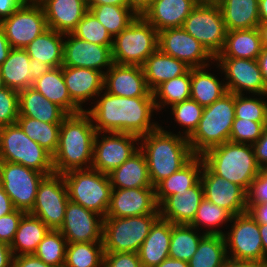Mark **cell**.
Masks as SVG:
<instances>
[{"instance_id":"obj_1","label":"cell","mask_w":267,"mask_h":267,"mask_svg":"<svg viewBox=\"0 0 267 267\" xmlns=\"http://www.w3.org/2000/svg\"><path fill=\"white\" fill-rule=\"evenodd\" d=\"M99 96L95 106L85 110L98 133H130L141 137L160 126L151 123L152 113L157 110L153 97H121L106 91Z\"/></svg>"},{"instance_id":"obj_2","label":"cell","mask_w":267,"mask_h":267,"mask_svg":"<svg viewBox=\"0 0 267 267\" xmlns=\"http://www.w3.org/2000/svg\"><path fill=\"white\" fill-rule=\"evenodd\" d=\"M95 135L92 118L86 111L68 115L61 122L58 147L52 156L54 173L91 168Z\"/></svg>"},{"instance_id":"obj_3","label":"cell","mask_w":267,"mask_h":267,"mask_svg":"<svg viewBox=\"0 0 267 267\" xmlns=\"http://www.w3.org/2000/svg\"><path fill=\"white\" fill-rule=\"evenodd\" d=\"M172 134L159 126L154 131L140 137L139 149L148 164L151 183L155 187L163 179L179 171L195 155L187 137Z\"/></svg>"},{"instance_id":"obj_4","label":"cell","mask_w":267,"mask_h":267,"mask_svg":"<svg viewBox=\"0 0 267 267\" xmlns=\"http://www.w3.org/2000/svg\"><path fill=\"white\" fill-rule=\"evenodd\" d=\"M201 157L213 173L241 186L246 192L260 172L250 144L227 141L210 148Z\"/></svg>"},{"instance_id":"obj_5","label":"cell","mask_w":267,"mask_h":267,"mask_svg":"<svg viewBox=\"0 0 267 267\" xmlns=\"http://www.w3.org/2000/svg\"><path fill=\"white\" fill-rule=\"evenodd\" d=\"M234 119L233 93L228 92L211 105L205 106L197 128L187 138L192 153L201 156L210 148L229 141Z\"/></svg>"},{"instance_id":"obj_6","label":"cell","mask_w":267,"mask_h":267,"mask_svg":"<svg viewBox=\"0 0 267 267\" xmlns=\"http://www.w3.org/2000/svg\"><path fill=\"white\" fill-rule=\"evenodd\" d=\"M62 175L70 201L106 217L112 192L108 174L87 168L70 170Z\"/></svg>"},{"instance_id":"obj_7","label":"cell","mask_w":267,"mask_h":267,"mask_svg":"<svg viewBox=\"0 0 267 267\" xmlns=\"http://www.w3.org/2000/svg\"><path fill=\"white\" fill-rule=\"evenodd\" d=\"M158 38L159 32L143 16L138 15L128 27L113 37V62L142 66L158 49Z\"/></svg>"},{"instance_id":"obj_8","label":"cell","mask_w":267,"mask_h":267,"mask_svg":"<svg viewBox=\"0 0 267 267\" xmlns=\"http://www.w3.org/2000/svg\"><path fill=\"white\" fill-rule=\"evenodd\" d=\"M0 161L19 163L43 174L54 173L52 155L15 123L0 127Z\"/></svg>"},{"instance_id":"obj_9","label":"cell","mask_w":267,"mask_h":267,"mask_svg":"<svg viewBox=\"0 0 267 267\" xmlns=\"http://www.w3.org/2000/svg\"><path fill=\"white\" fill-rule=\"evenodd\" d=\"M160 214H145L103 220L104 252H138Z\"/></svg>"},{"instance_id":"obj_10","label":"cell","mask_w":267,"mask_h":267,"mask_svg":"<svg viewBox=\"0 0 267 267\" xmlns=\"http://www.w3.org/2000/svg\"><path fill=\"white\" fill-rule=\"evenodd\" d=\"M182 28L215 59L222 51L227 29L216 1H200L186 17Z\"/></svg>"},{"instance_id":"obj_11","label":"cell","mask_w":267,"mask_h":267,"mask_svg":"<svg viewBox=\"0 0 267 267\" xmlns=\"http://www.w3.org/2000/svg\"><path fill=\"white\" fill-rule=\"evenodd\" d=\"M46 175L19 163L0 161V185L17 210L29 213L35 203L39 183Z\"/></svg>"},{"instance_id":"obj_12","label":"cell","mask_w":267,"mask_h":267,"mask_svg":"<svg viewBox=\"0 0 267 267\" xmlns=\"http://www.w3.org/2000/svg\"><path fill=\"white\" fill-rule=\"evenodd\" d=\"M69 201L67 185L62 174L45 176L39 183L31 215L42 220L50 230H59Z\"/></svg>"},{"instance_id":"obj_13","label":"cell","mask_w":267,"mask_h":267,"mask_svg":"<svg viewBox=\"0 0 267 267\" xmlns=\"http://www.w3.org/2000/svg\"><path fill=\"white\" fill-rule=\"evenodd\" d=\"M0 28L4 31L11 48L17 49H24L48 29L40 3L27 0L13 14L0 22Z\"/></svg>"},{"instance_id":"obj_14","label":"cell","mask_w":267,"mask_h":267,"mask_svg":"<svg viewBox=\"0 0 267 267\" xmlns=\"http://www.w3.org/2000/svg\"><path fill=\"white\" fill-rule=\"evenodd\" d=\"M230 232L225 233L226 249H230L229 259L248 261L264 267V253L260 237L259 224L247 211L233 216ZM229 247V248H228Z\"/></svg>"},{"instance_id":"obj_15","label":"cell","mask_w":267,"mask_h":267,"mask_svg":"<svg viewBox=\"0 0 267 267\" xmlns=\"http://www.w3.org/2000/svg\"><path fill=\"white\" fill-rule=\"evenodd\" d=\"M96 132L93 143V161L91 168L104 174L111 173L121 166L139 150L135 145L140 137L130 133L109 132V136H101ZM101 136V140L98 139Z\"/></svg>"},{"instance_id":"obj_16","label":"cell","mask_w":267,"mask_h":267,"mask_svg":"<svg viewBox=\"0 0 267 267\" xmlns=\"http://www.w3.org/2000/svg\"><path fill=\"white\" fill-rule=\"evenodd\" d=\"M218 67L225 74L227 91L233 94H243L248 91L257 96L267 95V86L264 82L257 59L243 58H215Z\"/></svg>"},{"instance_id":"obj_17","label":"cell","mask_w":267,"mask_h":267,"mask_svg":"<svg viewBox=\"0 0 267 267\" xmlns=\"http://www.w3.org/2000/svg\"><path fill=\"white\" fill-rule=\"evenodd\" d=\"M158 48L167 55L185 62L189 67L210 66L214 58L193 36L181 28H168L159 32Z\"/></svg>"},{"instance_id":"obj_18","label":"cell","mask_w":267,"mask_h":267,"mask_svg":"<svg viewBox=\"0 0 267 267\" xmlns=\"http://www.w3.org/2000/svg\"><path fill=\"white\" fill-rule=\"evenodd\" d=\"M103 220L100 214L69 200L59 231L67 243L103 242Z\"/></svg>"},{"instance_id":"obj_19","label":"cell","mask_w":267,"mask_h":267,"mask_svg":"<svg viewBox=\"0 0 267 267\" xmlns=\"http://www.w3.org/2000/svg\"><path fill=\"white\" fill-rule=\"evenodd\" d=\"M63 49V65L69 67L89 68L102 72L113 65L112 45H97L82 40L72 33H66Z\"/></svg>"},{"instance_id":"obj_20","label":"cell","mask_w":267,"mask_h":267,"mask_svg":"<svg viewBox=\"0 0 267 267\" xmlns=\"http://www.w3.org/2000/svg\"><path fill=\"white\" fill-rule=\"evenodd\" d=\"M202 170L200 181L204 198L229 211L233 216L248 211L247 192L241 186L216 175L205 164Z\"/></svg>"},{"instance_id":"obj_21","label":"cell","mask_w":267,"mask_h":267,"mask_svg":"<svg viewBox=\"0 0 267 267\" xmlns=\"http://www.w3.org/2000/svg\"><path fill=\"white\" fill-rule=\"evenodd\" d=\"M145 214H160L155 199V187L112 188L106 217L122 218Z\"/></svg>"},{"instance_id":"obj_22","label":"cell","mask_w":267,"mask_h":267,"mask_svg":"<svg viewBox=\"0 0 267 267\" xmlns=\"http://www.w3.org/2000/svg\"><path fill=\"white\" fill-rule=\"evenodd\" d=\"M103 90L121 97H153L143 69L136 65H113L104 74Z\"/></svg>"},{"instance_id":"obj_23","label":"cell","mask_w":267,"mask_h":267,"mask_svg":"<svg viewBox=\"0 0 267 267\" xmlns=\"http://www.w3.org/2000/svg\"><path fill=\"white\" fill-rule=\"evenodd\" d=\"M44 10L47 27L71 33L89 11L86 0H38Z\"/></svg>"},{"instance_id":"obj_24","label":"cell","mask_w":267,"mask_h":267,"mask_svg":"<svg viewBox=\"0 0 267 267\" xmlns=\"http://www.w3.org/2000/svg\"><path fill=\"white\" fill-rule=\"evenodd\" d=\"M201 0H154L142 16L158 31L181 28Z\"/></svg>"},{"instance_id":"obj_25","label":"cell","mask_w":267,"mask_h":267,"mask_svg":"<svg viewBox=\"0 0 267 267\" xmlns=\"http://www.w3.org/2000/svg\"><path fill=\"white\" fill-rule=\"evenodd\" d=\"M63 77L71 99L81 108L83 102L103 93L104 74L98 70L62 66Z\"/></svg>"},{"instance_id":"obj_26","label":"cell","mask_w":267,"mask_h":267,"mask_svg":"<svg viewBox=\"0 0 267 267\" xmlns=\"http://www.w3.org/2000/svg\"><path fill=\"white\" fill-rule=\"evenodd\" d=\"M204 198L201 181L182 195H170L159 206L160 218L172 224H190Z\"/></svg>"},{"instance_id":"obj_27","label":"cell","mask_w":267,"mask_h":267,"mask_svg":"<svg viewBox=\"0 0 267 267\" xmlns=\"http://www.w3.org/2000/svg\"><path fill=\"white\" fill-rule=\"evenodd\" d=\"M203 159L195 155L179 171L163 179L155 186V199L159 206L170 195H182L185 190L195 186L200 181L203 169Z\"/></svg>"},{"instance_id":"obj_28","label":"cell","mask_w":267,"mask_h":267,"mask_svg":"<svg viewBox=\"0 0 267 267\" xmlns=\"http://www.w3.org/2000/svg\"><path fill=\"white\" fill-rule=\"evenodd\" d=\"M171 222L159 218L138 250L142 267H156L169 257Z\"/></svg>"},{"instance_id":"obj_29","label":"cell","mask_w":267,"mask_h":267,"mask_svg":"<svg viewBox=\"0 0 267 267\" xmlns=\"http://www.w3.org/2000/svg\"><path fill=\"white\" fill-rule=\"evenodd\" d=\"M141 67L151 91L161 83L182 76L191 69L185 62L164 54L159 48L146 59Z\"/></svg>"},{"instance_id":"obj_30","label":"cell","mask_w":267,"mask_h":267,"mask_svg":"<svg viewBox=\"0 0 267 267\" xmlns=\"http://www.w3.org/2000/svg\"><path fill=\"white\" fill-rule=\"evenodd\" d=\"M32 87L49 101L61 107L68 115L85 111L71 99L64 81L62 66L51 68L47 73L33 81Z\"/></svg>"},{"instance_id":"obj_31","label":"cell","mask_w":267,"mask_h":267,"mask_svg":"<svg viewBox=\"0 0 267 267\" xmlns=\"http://www.w3.org/2000/svg\"><path fill=\"white\" fill-rule=\"evenodd\" d=\"M19 116L45 123H61L68 114L33 87H29L19 92Z\"/></svg>"},{"instance_id":"obj_32","label":"cell","mask_w":267,"mask_h":267,"mask_svg":"<svg viewBox=\"0 0 267 267\" xmlns=\"http://www.w3.org/2000/svg\"><path fill=\"white\" fill-rule=\"evenodd\" d=\"M108 175L112 188L153 187L149 177L148 164L140 149Z\"/></svg>"},{"instance_id":"obj_33","label":"cell","mask_w":267,"mask_h":267,"mask_svg":"<svg viewBox=\"0 0 267 267\" xmlns=\"http://www.w3.org/2000/svg\"><path fill=\"white\" fill-rule=\"evenodd\" d=\"M227 31L258 28L259 0H216Z\"/></svg>"},{"instance_id":"obj_34","label":"cell","mask_w":267,"mask_h":267,"mask_svg":"<svg viewBox=\"0 0 267 267\" xmlns=\"http://www.w3.org/2000/svg\"><path fill=\"white\" fill-rule=\"evenodd\" d=\"M262 44L258 28L227 31L226 41L216 58H243L256 60Z\"/></svg>"},{"instance_id":"obj_35","label":"cell","mask_w":267,"mask_h":267,"mask_svg":"<svg viewBox=\"0 0 267 267\" xmlns=\"http://www.w3.org/2000/svg\"><path fill=\"white\" fill-rule=\"evenodd\" d=\"M64 33L48 28L37 36L24 50L30 58L38 59L51 68L63 65Z\"/></svg>"},{"instance_id":"obj_36","label":"cell","mask_w":267,"mask_h":267,"mask_svg":"<svg viewBox=\"0 0 267 267\" xmlns=\"http://www.w3.org/2000/svg\"><path fill=\"white\" fill-rule=\"evenodd\" d=\"M49 230L47 225L38 217L25 213L10 245L13 256L33 254Z\"/></svg>"},{"instance_id":"obj_37","label":"cell","mask_w":267,"mask_h":267,"mask_svg":"<svg viewBox=\"0 0 267 267\" xmlns=\"http://www.w3.org/2000/svg\"><path fill=\"white\" fill-rule=\"evenodd\" d=\"M30 59L24 49L12 48L10 50L7 59L0 66L6 87L18 92L32 87L33 81L28 73Z\"/></svg>"},{"instance_id":"obj_38","label":"cell","mask_w":267,"mask_h":267,"mask_svg":"<svg viewBox=\"0 0 267 267\" xmlns=\"http://www.w3.org/2000/svg\"><path fill=\"white\" fill-rule=\"evenodd\" d=\"M207 67L191 68L190 99L203 107L211 105L228 93L226 84L220 82L214 74L206 72Z\"/></svg>"},{"instance_id":"obj_39","label":"cell","mask_w":267,"mask_h":267,"mask_svg":"<svg viewBox=\"0 0 267 267\" xmlns=\"http://www.w3.org/2000/svg\"><path fill=\"white\" fill-rule=\"evenodd\" d=\"M228 250L223 235L206 234L196 253L188 261L189 267H221L228 259Z\"/></svg>"},{"instance_id":"obj_40","label":"cell","mask_w":267,"mask_h":267,"mask_svg":"<svg viewBox=\"0 0 267 267\" xmlns=\"http://www.w3.org/2000/svg\"><path fill=\"white\" fill-rule=\"evenodd\" d=\"M16 123L31 140L52 156L55 154L59 143L61 123H45L26 116H18Z\"/></svg>"},{"instance_id":"obj_41","label":"cell","mask_w":267,"mask_h":267,"mask_svg":"<svg viewBox=\"0 0 267 267\" xmlns=\"http://www.w3.org/2000/svg\"><path fill=\"white\" fill-rule=\"evenodd\" d=\"M152 94L157 111L165 105L173 106L190 99L191 69L182 76L161 83L152 91Z\"/></svg>"},{"instance_id":"obj_42","label":"cell","mask_w":267,"mask_h":267,"mask_svg":"<svg viewBox=\"0 0 267 267\" xmlns=\"http://www.w3.org/2000/svg\"><path fill=\"white\" fill-rule=\"evenodd\" d=\"M196 228L188 224L171 223V241L169 257L189 261L196 253L201 239L206 235L196 234Z\"/></svg>"},{"instance_id":"obj_43","label":"cell","mask_w":267,"mask_h":267,"mask_svg":"<svg viewBox=\"0 0 267 267\" xmlns=\"http://www.w3.org/2000/svg\"><path fill=\"white\" fill-rule=\"evenodd\" d=\"M103 242L67 243L63 267H103Z\"/></svg>"},{"instance_id":"obj_44","label":"cell","mask_w":267,"mask_h":267,"mask_svg":"<svg viewBox=\"0 0 267 267\" xmlns=\"http://www.w3.org/2000/svg\"><path fill=\"white\" fill-rule=\"evenodd\" d=\"M112 37L128 27L138 16L128 6L100 5L89 9Z\"/></svg>"},{"instance_id":"obj_45","label":"cell","mask_w":267,"mask_h":267,"mask_svg":"<svg viewBox=\"0 0 267 267\" xmlns=\"http://www.w3.org/2000/svg\"><path fill=\"white\" fill-rule=\"evenodd\" d=\"M232 218L233 215L229 211L203 198L193 221L189 225L195 227L197 230L199 225L201 227L204 224V227L209 228L204 232L205 234L224 235L225 233L222 230L213 229V227H219L221 224L231 221Z\"/></svg>"},{"instance_id":"obj_46","label":"cell","mask_w":267,"mask_h":267,"mask_svg":"<svg viewBox=\"0 0 267 267\" xmlns=\"http://www.w3.org/2000/svg\"><path fill=\"white\" fill-rule=\"evenodd\" d=\"M67 240L59 230H49L33 253L48 265L63 267Z\"/></svg>"},{"instance_id":"obj_47","label":"cell","mask_w":267,"mask_h":267,"mask_svg":"<svg viewBox=\"0 0 267 267\" xmlns=\"http://www.w3.org/2000/svg\"><path fill=\"white\" fill-rule=\"evenodd\" d=\"M71 33L82 40L97 45H112L113 43L111 34L90 11L84 15Z\"/></svg>"},{"instance_id":"obj_48","label":"cell","mask_w":267,"mask_h":267,"mask_svg":"<svg viewBox=\"0 0 267 267\" xmlns=\"http://www.w3.org/2000/svg\"><path fill=\"white\" fill-rule=\"evenodd\" d=\"M171 107V113L175 117V121L183 126L184 130L186 128L183 134L188 138L197 128L204 107L192 99H188Z\"/></svg>"},{"instance_id":"obj_49","label":"cell","mask_w":267,"mask_h":267,"mask_svg":"<svg viewBox=\"0 0 267 267\" xmlns=\"http://www.w3.org/2000/svg\"><path fill=\"white\" fill-rule=\"evenodd\" d=\"M244 95L235 94V118L253 122H267V101Z\"/></svg>"},{"instance_id":"obj_50","label":"cell","mask_w":267,"mask_h":267,"mask_svg":"<svg viewBox=\"0 0 267 267\" xmlns=\"http://www.w3.org/2000/svg\"><path fill=\"white\" fill-rule=\"evenodd\" d=\"M267 122H253L242 118H235L229 141L253 145L262 135Z\"/></svg>"},{"instance_id":"obj_51","label":"cell","mask_w":267,"mask_h":267,"mask_svg":"<svg viewBox=\"0 0 267 267\" xmlns=\"http://www.w3.org/2000/svg\"><path fill=\"white\" fill-rule=\"evenodd\" d=\"M19 116V92L5 87L0 90V127L15 124Z\"/></svg>"},{"instance_id":"obj_52","label":"cell","mask_w":267,"mask_h":267,"mask_svg":"<svg viewBox=\"0 0 267 267\" xmlns=\"http://www.w3.org/2000/svg\"><path fill=\"white\" fill-rule=\"evenodd\" d=\"M24 214V211L15 209L13 212L0 217V241L11 245Z\"/></svg>"},{"instance_id":"obj_53","label":"cell","mask_w":267,"mask_h":267,"mask_svg":"<svg viewBox=\"0 0 267 267\" xmlns=\"http://www.w3.org/2000/svg\"><path fill=\"white\" fill-rule=\"evenodd\" d=\"M103 267H142L137 252H104Z\"/></svg>"},{"instance_id":"obj_54","label":"cell","mask_w":267,"mask_h":267,"mask_svg":"<svg viewBox=\"0 0 267 267\" xmlns=\"http://www.w3.org/2000/svg\"><path fill=\"white\" fill-rule=\"evenodd\" d=\"M267 203V173L259 172L247 192V204Z\"/></svg>"},{"instance_id":"obj_55","label":"cell","mask_w":267,"mask_h":267,"mask_svg":"<svg viewBox=\"0 0 267 267\" xmlns=\"http://www.w3.org/2000/svg\"><path fill=\"white\" fill-rule=\"evenodd\" d=\"M12 267H53L46 264L34 254L13 256Z\"/></svg>"},{"instance_id":"obj_56","label":"cell","mask_w":267,"mask_h":267,"mask_svg":"<svg viewBox=\"0 0 267 267\" xmlns=\"http://www.w3.org/2000/svg\"><path fill=\"white\" fill-rule=\"evenodd\" d=\"M252 146L257 164L261 166L267 161V126L263 129L261 137Z\"/></svg>"},{"instance_id":"obj_57","label":"cell","mask_w":267,"mask_h":267,"mask_svg":"<svg viewBox=\"0 0 267 267\" xmlns=\"http://www.w3.org/2000/svg\"><path fill=\"white\" fill-rule=\"evenodd\" d=\"M247 208L258 224H267V203L247 204Z\"/></svg>"},{"instance_id":"obj_58","label":"cell","mask_w":267,"mask_h":267,"mask_svg":"<svg viewBox=\"0 0 267 267\" xmlns=\"http://www.w3.org/2000/svg\"><path fill=\"white\" fill-rule=\"evenodd\" d=\"M25 0H0V22L13 14Z\"/></svg>"},{"instance_id":"obj_59","label":"cell","mask_w":267,"mask_h":267,"mask_svg":"<svg viewBox=\"0 0 267 267\" xmlns=\"http://www.w3.org/2000/svg\"><path fill=\"white\" fill-rule=\"evenodd\" d=\"M51 67L47 64L40 62L38 59L31 58L30 59V68H29V76L32 81L40 78L42 75L47 73Z\"/></svg>"},{"instance_id":"obj_60","label":"cell","mask_w":267,"mask_h":267,"mask_svg":"<svg viewBox=\"0 0 267 267\" xmlns=\"http://www.w3.org/2000/svg\"><path fill=\"white\" fill-rule=\"evenodd\" d=\"M15 209L16 208L14 207L9 195L0 185V217L13 212Z\"/></svg>"},{"instance_id":"obj_61","label":"cell","mask_w":267,"mask_h":267,"mask_svg":"<svg viewBox=\"0 0 267 267\" xmlns=\"http://www.w3.org/2000/svg\"><path fill=\"white\" fill-rule=\"evenodd\" d=\"M13 254L5 242L0 241V267H12Z\"/></svg>"},{"instance_id":"obj_62","label":"cell","mask_w":267,"mask_h":267,"mask_svg":"<svg viewBox=\"0 0 267 267\" xmlns=\"http://www.w3.org/2000/svg\"><path fill=\"white\" fill-rule=\"evenodd\" d=\"M128 7L132 9L137 15L142 14L150 7L154 0H127Z\"/></svg>"},{"instance_id":"obj_63","label":"cell","mask_w":267,"mask_h":267,"mask_svg":"<svg viewBox=\"0 0 267 267\" xmlns=\"http://www.w3.org/2000/svg\"><path fill=\"white\" fill-rule=\"evenodd\" d=\"M11 49L4 31L0 28V66L7 59Z\"/></svg>"},{"instance_id":"obj_64","label":"cell","mask_w":267,"mask_h":267,"mask_svg":"<svg viewBox=\"0 0 267 267\" xmlns=\"http://www.w3.org/2000/svg\"><path fill=\"white\" fill-rule=\"evenodd\" d=\"M88 10L100 5L128 6L127 0H86Z\"/></svg>"},{"instance_id":"obj_65","label":"cell","mask_w":267,"mask_h":267,"mask_svg":"<svg viewBox=\"0 0 267 267\" xmlns=\"http://www.w3.org/2000/svg\"><path fill=\"white\" fill-rule=\"evenodd\" d=\"M257 61L262 72L264 82L267 86V48H262L261 53L257 58Z\"/></svg>"},{"instance_id":"obj_66","label":"cell","mask_w":267,"mask_h":267,"mask_svg":"<svg viewBox=\"0 0 267 267\" xmlns=\"http://www.w3.org/2000/svg\"><path fill=\"white\" fill-rule=\"evenodd\" d=\"M221 267H263V266L254 262L236 261L228 258Z\"/></svg>"},{"instance_id":"obj_67","label":"cell","mask_w":267,"mask_h":267,"mask_svg":"<svg viewBox=\"0 0 267 267\" xmlns=\"http://www.w3.org/2000/svg\"><path fill=\"white\" fill-rule=\"evenodd\" d=\"M156 267H189V265L187 261L168 257Z\"/></svg>"},{"instance_id":"obj_68","label":"cell","mask_w":267,"mask_h":267,"mask_svg":"<svg viewBox=\"0 0 267 267\" xmlns=\"http://www.w3.org/2000/svg\"><path fill=\"white\" fill-rule=\"evenodd\" d=\"M259 230L264 253V267H267V224H259Z\"/></svg>"},{"instance_id":"obj_69","label":"cell","mask_w":267,"mask_h":267,"mask_svg":"<svg viewBox=\"0 0 267 267\" xmlns=\"http://www.w3.org/2000/svg\"><path fill=\"white\" fill-rule=\"evenodd\" d=\"M258 10L260 22H267V0H259Z\"/></svg>"},{"instance_id":"obj_70","label":"cell","mask_w":267,"mask_h":267,"mask_svg":"<svg viewBox=\"0 0 267 267\" xmlns=\"http://www.w3.org/2000/svg\"><path fill=\"white\" fill-rule=\"evenodd\" d=\"M258 30L261 36L262 48H267V22H260Z\"/></svg>"},{"instance_id":"obj_71","label":"cell","mask_w":267,"mask_h":267,"mask_svg":"<svg viewBox=\"0 0 267 267\" xmlns=\"http://www.w3.org/2000/svg\"><path fill=\"white\" fill-rule=\"evenodd\" d=\"M261 173H267V161L260 166Z\"/></svg>"},{"instance_id":"obj_72","label":"cell","mask_w":267,"mask_h":267,"mask_svg":"<svg viewBox=\"0 0 267 267\" xmlns=\"http://www.w3.org/2000/svg\"><path fill=\"white\" fill-rule=\"evenodd\" d=\"M5 84H4V81H3V77H2V74H1V70H0V90L5 88Z\"/></svg>"}]
</instances>
